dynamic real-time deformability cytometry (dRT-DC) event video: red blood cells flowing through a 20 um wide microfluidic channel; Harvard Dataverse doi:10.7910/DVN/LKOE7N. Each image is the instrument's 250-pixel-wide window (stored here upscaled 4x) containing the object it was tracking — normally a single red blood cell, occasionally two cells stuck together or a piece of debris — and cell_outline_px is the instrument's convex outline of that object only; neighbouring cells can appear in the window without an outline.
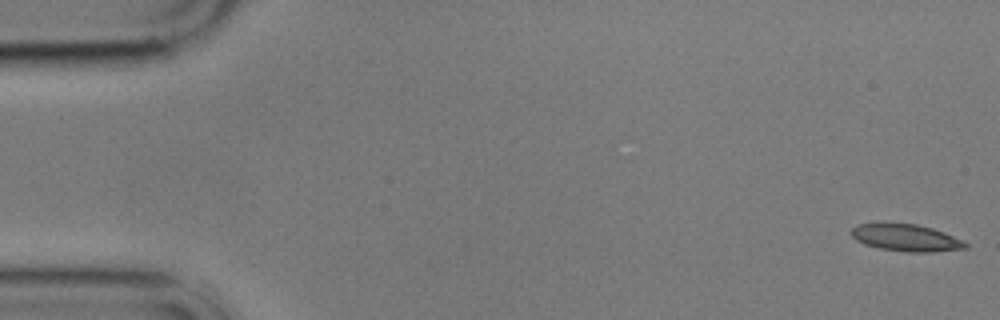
{"species": "common noctule bat (a hibernating species)", "species_latin": "Nyctalus noctula", "temperature_condition": "cold", "stored_images_in_passage": 4, "camera_frame_rate_fps": 3000, "um_per_image_px": 0.085, "animal": {"sex": "male", "body_mass_g": 17.9}, "frame": {"image": 1, "passage_image": 1, "time_ms": 0.0, "image_size_px": [1000, 320], "cell_outline_px": [[968, 248], [932, 252], [908, 252], [880, 248], [864, 244], [856, 240], [848, 232], [852, 228], [860, 224], [880, 220], [916, 224], [932, 228], [944, 232], [968, 244]], "centroid_in_image_um": [76.93, 20.16], "position_along_channel_um": 8.1, "area_um2": 18.5}}